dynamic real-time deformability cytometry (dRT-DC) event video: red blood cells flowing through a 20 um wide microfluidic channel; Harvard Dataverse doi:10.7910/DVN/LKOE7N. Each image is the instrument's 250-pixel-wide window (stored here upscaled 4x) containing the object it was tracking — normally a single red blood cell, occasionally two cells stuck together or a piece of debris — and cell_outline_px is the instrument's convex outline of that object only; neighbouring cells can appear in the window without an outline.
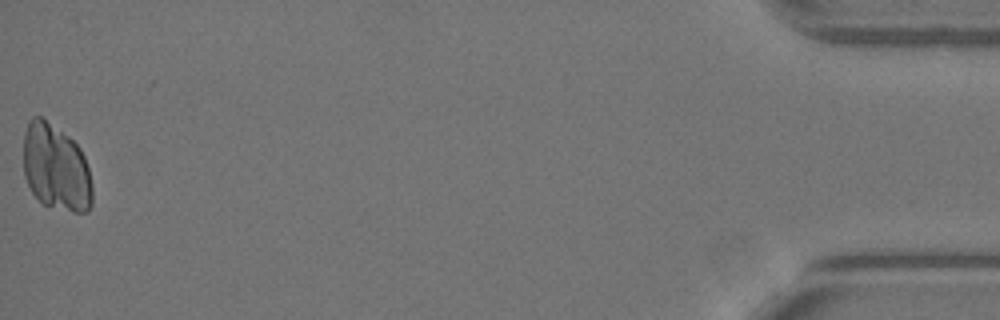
{"species": "Egyptian fruit bat (a non-hibernating species)", "species_latin": "Rousettus aegyptiacus", "temperature_condition": "warm", "stored_images_in_passage": 50, "camera_frame_rate_fps": 3000, "um_per_image_px": 0.085, "animal": {"sex": "female"}, "frame": {"image": 1, "passage_image": 50, "time_ms": 16.333, "image_size_px": [1000, 320], "cell_outline_px": [[92, 204], [88, 212], [72, 212], [44, 204], [32, 192], [24, 176], [24, 132], [28, 120], [32, 116], [40, 116], [68, 136], [80, 148], [84, 156], [88, 168], [92, 184]], "centroid_in_image_um": [4.76, 14.25], "position_along_channel_um": 430.4, "area_um2": 34.68}}